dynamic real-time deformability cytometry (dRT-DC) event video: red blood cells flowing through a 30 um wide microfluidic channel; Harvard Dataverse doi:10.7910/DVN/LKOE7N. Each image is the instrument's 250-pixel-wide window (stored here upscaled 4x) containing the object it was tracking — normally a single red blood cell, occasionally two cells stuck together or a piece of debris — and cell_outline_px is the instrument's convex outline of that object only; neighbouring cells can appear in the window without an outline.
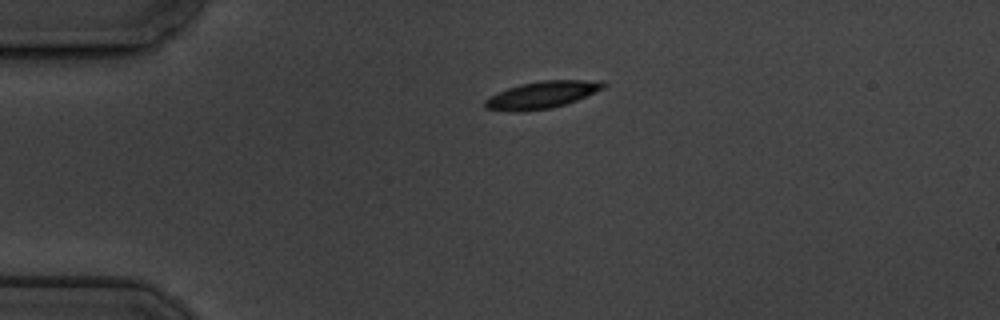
{"species": "common noctule bat (a hibernating species)", "species_latin": "Nyctalus noctula", "temperature_condition": "cold", "stored_images_in_passage": 2, "camera_frame_rate_fps": 3000, "um_per_image_px": 0.085, "animal": {"sex": "male", "body_mass_g": 19.5, "forearm_length_mm": 54.6}, "frame": {"image": 1, "passage_image": 1, "time_ms": 0.0, "image_size_px": [1000, 320], "cell_outline_px": [[608, 84], [604, 88], [576, 100], [564, 104], [548, 108], [484, 108], [484, 100], [488, 96], [508, 88], [520, 84], [540, 80], [600, 80]], "centroid_in_image_um": [46.16, 7.98], "position_along_channel_um": 38.8, "area_um2": 17.69}}